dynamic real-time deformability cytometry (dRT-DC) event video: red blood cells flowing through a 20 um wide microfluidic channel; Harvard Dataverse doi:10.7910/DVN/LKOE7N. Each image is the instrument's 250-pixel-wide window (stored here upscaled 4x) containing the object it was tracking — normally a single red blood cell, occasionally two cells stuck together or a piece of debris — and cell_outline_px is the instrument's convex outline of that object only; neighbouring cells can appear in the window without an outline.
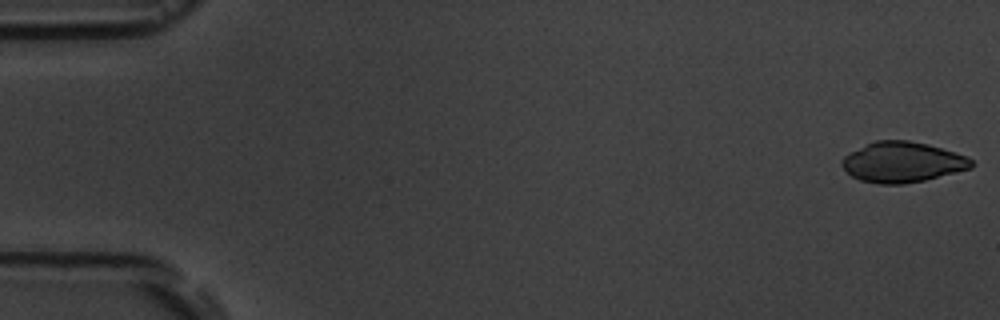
{"species": "common noctule bat (a hibernating species)", "species_latin": "Nyctalus noctula", "temperature_condition": "room temperature", "stored_images_in_passage": 8, "camera_frame_rate_fps": 3000, "um_per_image_px": 0.085, "animal": {"sex": "male", "body_mass_g": 19.5, "forearm_length_mm": 54.6}, "frame": {"image": 1, "passage_image": 1, "time_ms": 0.0, "image_size_px": [1000, 320], "cell_outline_px": [[972, 168], [924, 180], [904, 184], [880, 184], [860, 180], [852, 176], [840, 164], [840, 160], [844, 156], [876, 140], [908, 140], [928, 144], [968, 156], [972, 160]], "centroid_in_image_um": [76.71, 13.78], "position_along_channel_um": 8.3, "area_um2": 30.29}}